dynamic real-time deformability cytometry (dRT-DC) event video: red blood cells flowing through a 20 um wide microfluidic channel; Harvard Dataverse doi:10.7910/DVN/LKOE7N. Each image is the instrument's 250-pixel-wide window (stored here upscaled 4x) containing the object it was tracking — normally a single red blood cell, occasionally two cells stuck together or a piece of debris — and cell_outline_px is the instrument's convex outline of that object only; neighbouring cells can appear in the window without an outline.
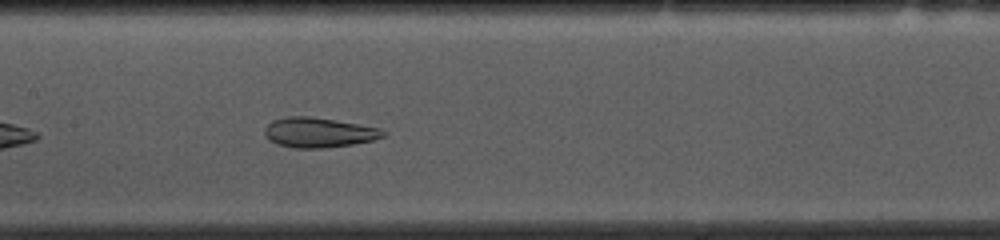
{"species": "common noctule bat (a hibernating species)", "species_latin": "Nyctalus noctula", "temperature_condition": "cold", "stored_images_in_passage": 42, "segment_of_instrument_passage": [1, 2], "camera_frame_rate_fps": 3000, "um_per_image_px": 0.085, "animal": {"sex": "female", "body_mass_g": 10.0, "forearm_length_mm": 53.1}, "frame": {"image": 1, "passage_image": 13, "time_ms": 4.0, "image_size_px": [1000, 240], "cell_outline_px": [[388, 136], [372, 140], [352, 144], [324, 148], [292, 148], [276, 144], [268, 140], [264, 132], [264, 128], [272, 120], [288, 116], [308, 116], [336, 120], [380, 128], [388, 132]], "centroid_in_image_um": [27.09, 11.26], "position_along_channel_um": 180.3, "area_um2": 20.87}}